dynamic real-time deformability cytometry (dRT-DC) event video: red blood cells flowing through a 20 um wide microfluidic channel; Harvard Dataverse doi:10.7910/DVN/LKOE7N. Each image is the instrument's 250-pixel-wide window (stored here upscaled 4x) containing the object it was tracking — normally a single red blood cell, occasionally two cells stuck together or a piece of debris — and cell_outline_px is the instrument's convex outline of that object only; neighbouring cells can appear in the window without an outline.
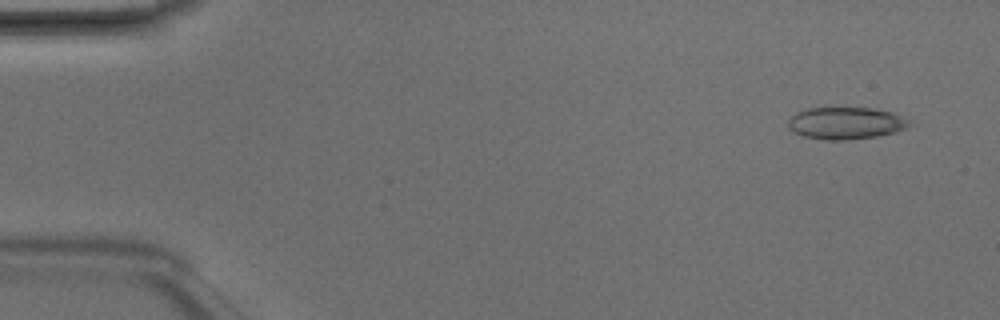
{"species": "Egyptian fruit bat (a non-hibernating species)", "species_latin": "Rousettus aegyptiacus", "temperature_condition": "room temperature", "stored_images_in_passage": 5, "camera_frame_rate_fps": 3000, "um_per_image_px": 0.085, "animal": {"sex": "male"}, "frame": {"image": 1, "passage_image": 1, "time_ms": 0.0, "image_size_px": [1000, 320], "cell_outline_px": [[908, 128], [896, 132], [876, 136], [844, 140], [824, 140], [804, 136], [788, 128], [788, 120], [796, 112], [804, 108], [840, 104], [876, 108], [892, 112], [908, 120]], "centroid_in_image_um": [71.85, 10.4], "position_along_channel_um": 13.1, "area_um2": 23.64}}